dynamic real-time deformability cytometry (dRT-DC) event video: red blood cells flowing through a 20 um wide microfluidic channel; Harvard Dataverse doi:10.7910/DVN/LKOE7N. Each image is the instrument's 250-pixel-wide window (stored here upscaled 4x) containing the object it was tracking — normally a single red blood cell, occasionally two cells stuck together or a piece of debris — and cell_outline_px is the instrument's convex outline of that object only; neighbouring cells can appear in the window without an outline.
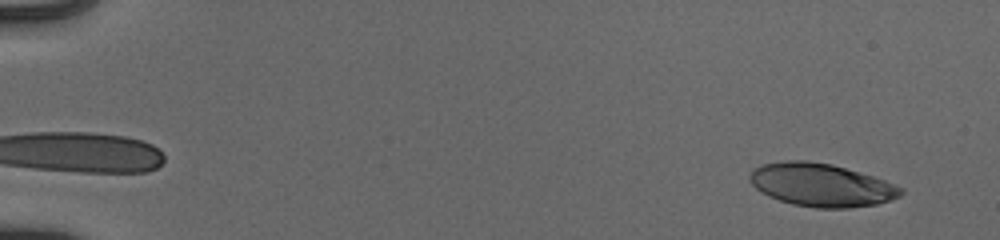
{"species": "human", "species_latin": "Homo sapiens", "temperature_condition": "cold", "stored_images_in_passage": 53, "camera_frame_rate_fps": 3000, "um_per_image_px": 0.085, "donor": {"sex": "male"}, "frame": {"image": 1, "passage_image": 3, "time_ms": 0.667, "image_size_px": [1000, 240], "cell_outline_px": [[904, 192], [900, 196], [876, 204], [848, 208], [816, 208], [792, 204], [768, 196], [760, 192], [752, 184], [748, 176], [756, 168], [764, 164], [788, 160], [804, 160], [832, 164], [872, 176], [884, 180], [904, 188]], "centroid_in_image_um": [69.81, 15.73], "position_along_channel_um": 15.2, "area_um2": 37.69}}
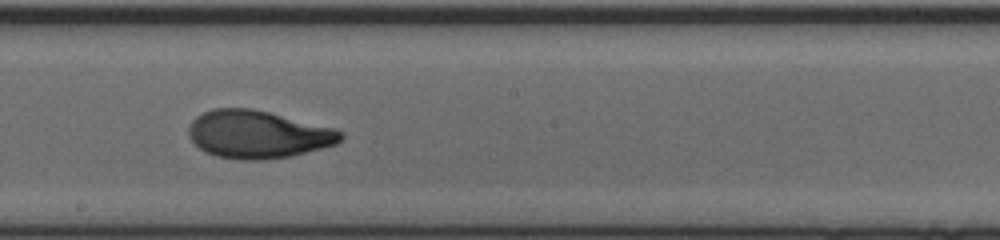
{"frame": {"image": 2, "passage_image": 31, "time_ms": 10.0, "image_size_px": [1000, 240], "cell_outline_px": [[344, 136], [336, 144], [292, 156], [260, 160], [236, 160], [216, 156], [204, 152], [188, 136], [188, 128], [192, 120], [196, 116], [212, 108], [252, 108], [332, 128], [344, 132]], "centroid_in_image_um": [21.88, 11.43], "position_along_channel_um": 226.3, "area_um2": 42.25}}
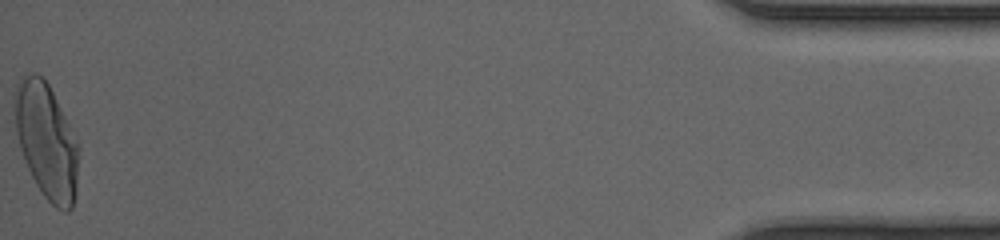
{"frame": {"image": 3, "passage_image": 53, "time_ms": 17.333, "image_size_px": [1000, 240], "cell_outline_px": [[80, 148], [76, 192], [72, 208], [68, 212], [64, 212], [56, 208], [44, 196], [36, 184], [28, 168], [20, 148], [16, 132], [12, 92], [20, 76], [32, 72], [36, 72], [48, 84]], "centroid_in_image_um": [3.93, 11.97], "position_along_channel_um": 431.3, "area_um2": 43.18}, "authors_computed_cell_mechanics": {"area_um2": 39.9398, "velocity_mm_per_s": 3.9513, "shape_relaxation_time_tau1_ms": 4.3667, "shape_relaxation_time_tau2_ms": 1.0831, "deformation_change_tau1": 0.2135, "deformation_change_tau2": 0.067}}